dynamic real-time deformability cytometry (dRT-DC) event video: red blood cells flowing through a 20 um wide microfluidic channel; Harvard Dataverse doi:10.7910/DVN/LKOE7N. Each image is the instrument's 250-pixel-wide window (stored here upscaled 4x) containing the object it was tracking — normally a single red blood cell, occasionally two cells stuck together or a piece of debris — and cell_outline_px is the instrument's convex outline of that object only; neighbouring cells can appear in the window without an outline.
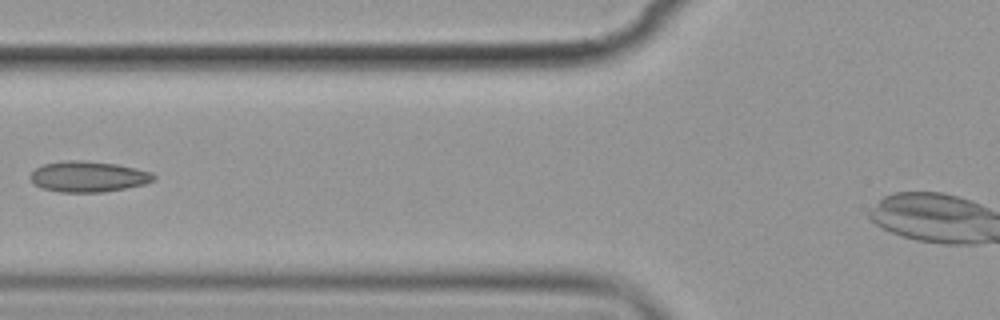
{"species": "common noctule bat (a hibernating species)", "species_latin": "Nyctalus noctula", "temperature_condition": "cold", "stored_images_in_passage": 5, "camera_frame_rate_fps": 3000, "um_per_image_px": 0.085, "animal": {"sex": "female", "body_mass_g": 19.9}, "frame": {"image": 1, "passage_image": 5, "time_ms": 5.667, "image_size_px": [1000, 320], "cell_outline_px": [[156, 180], [144, 184], [104, 192], [60, 192], [44, 188], [36, 184], [28, 176], [36, 168], [44, 164], [64, 160], [84, 160], [116, 164], [136, 168], [152, 172], [156, 176]], "centroid_in_image_um": [7.53, 15.0], "position_along_channel_um": 118.3, "area_um2": 22.08}}